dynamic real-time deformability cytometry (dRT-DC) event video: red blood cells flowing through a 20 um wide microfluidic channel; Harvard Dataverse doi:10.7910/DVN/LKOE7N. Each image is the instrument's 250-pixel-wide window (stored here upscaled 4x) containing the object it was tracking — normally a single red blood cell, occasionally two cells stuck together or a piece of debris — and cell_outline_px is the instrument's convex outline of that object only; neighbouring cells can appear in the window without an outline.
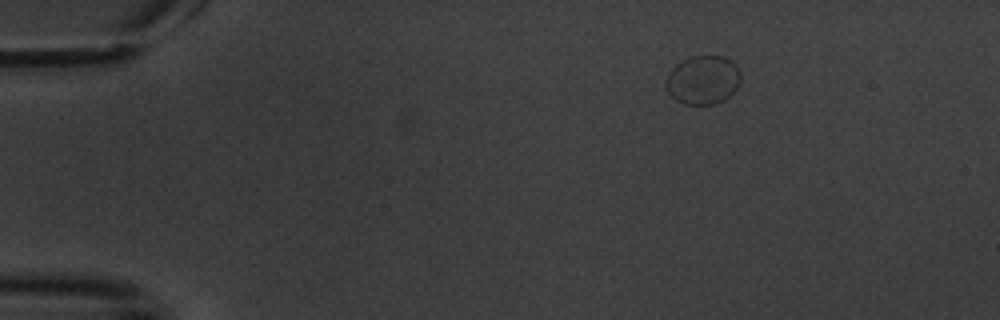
{"species": "common noctule bat (a hibernating species)", "species_latin": "Nyctalus noctula", "temperature_condition": "warm", "stored_images_in_passage": 2, "camera_frame_rate_fps": 3000, "um_per_image_px": 0.085, "animal": {"sex": "male", "body_mass_g": 20.1, "forearm_length_mm": 53.5}, "frame": {"image": 1, "passage_image": 1, "time_ms": 0.0, "image_size_px": [1000, 320], "cell_outline_px": [[740, 80], [736, 88], [724, 100], [716, 104], [684, 104], [676, 100], [664, 88], [664, 84], [668, 72], [680, 60], [692, 56], [724, 56], [732, 60], [736, 64], [740, 72]], "centroid_in_image_um": [59.72, 6.78], "position_along_channel_um": 25.3, "area_um2": 21.5}}